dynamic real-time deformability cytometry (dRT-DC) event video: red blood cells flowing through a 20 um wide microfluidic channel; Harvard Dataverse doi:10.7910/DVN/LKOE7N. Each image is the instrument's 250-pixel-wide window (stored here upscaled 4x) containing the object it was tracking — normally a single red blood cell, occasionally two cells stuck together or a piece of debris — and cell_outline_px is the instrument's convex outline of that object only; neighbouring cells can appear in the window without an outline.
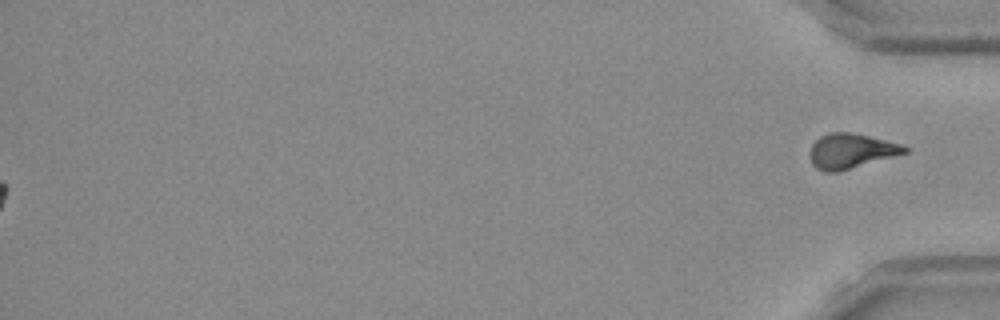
{"species": "Egyptian fruit bat (a non-hibernating species)", "species_latin": "Rousettus aegyptiacus", "temperature_condition": "room temperature", "stored_images_in_passage": 53, "segment_of_instrument_passage": [2, 2], "camera_frame_rate_fps": 3000, "um_per_image_px": 0.085, "frame": {"image": 1, "passage_image": 53, "time_ms": 17.333, "image_size_px": [1000, 320], "cell_outline_px": [[908, 152], [836, 172], [828, 172], [816, 168], [812, 164], [812, 144], [820, 136], [828, 132], [852, 132], [900, 144], [908, 148]], "centroid_in_image_um": [72.33, 12.82], "position_along_channel_um": 362.9, "area_um2": 18.73}}